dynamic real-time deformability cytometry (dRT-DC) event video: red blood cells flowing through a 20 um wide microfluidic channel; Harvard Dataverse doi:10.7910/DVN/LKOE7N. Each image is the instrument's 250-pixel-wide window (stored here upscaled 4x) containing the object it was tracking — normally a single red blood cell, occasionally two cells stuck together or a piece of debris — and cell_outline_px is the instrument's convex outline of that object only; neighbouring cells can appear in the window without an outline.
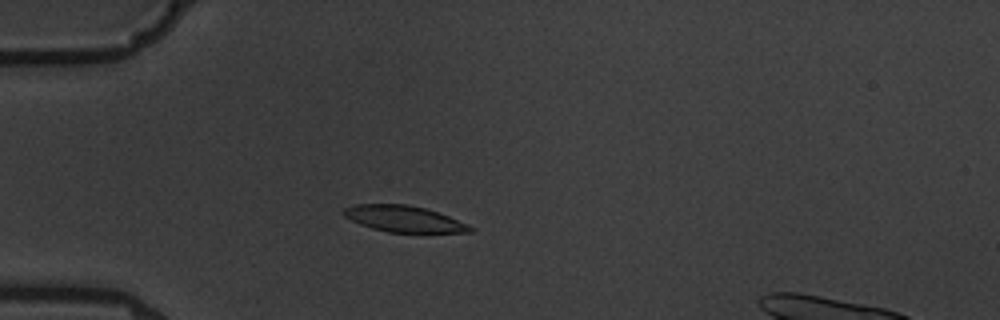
{"species": "common noctule bat (a hibernating species)", "species_latin": "Nyctalus noctula", "temperature_condition": "warm", "stored_images_in_passage": 4, "camera_frame_rate_fps": 3000, "um_per_image_px": 0.085, "animal": {"sex": "male", "body_mass_g": 19.5, "forearm_length_mm": 54.6}, "frame": {"image": 1, "passage_image": 4, "time_ms": 4.333, "image_size_px": [1000, 320], "cell_outline_px": [[476, 228], [472, 232], [388, 232], [372, 228], [360, 224], [344, 216], [340, 212], [344, 208], [356, 204], [408, 204], [424, 208], [448, 216], [468, 224]], "centroid_in_image_um": [34.32, 18.6], "position_along_channel_um": 50.7, "area_um2": 19.25}}